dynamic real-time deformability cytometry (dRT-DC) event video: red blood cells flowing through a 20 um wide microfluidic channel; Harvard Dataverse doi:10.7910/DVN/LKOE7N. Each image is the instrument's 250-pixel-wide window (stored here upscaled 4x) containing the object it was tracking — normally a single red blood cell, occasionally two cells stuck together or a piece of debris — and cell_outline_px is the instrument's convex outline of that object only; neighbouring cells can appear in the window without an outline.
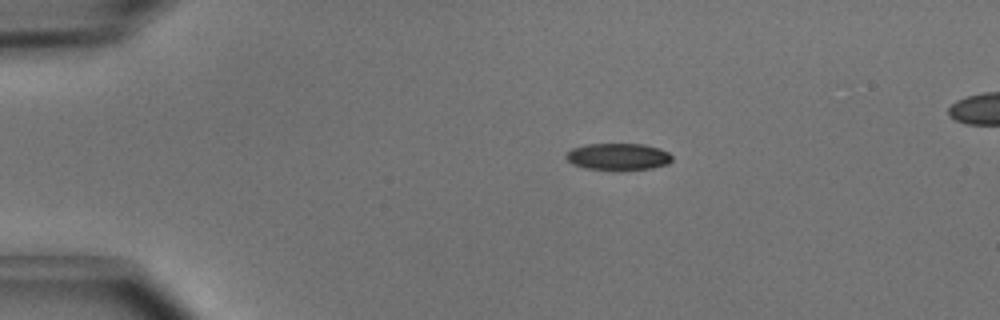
{"species": "common noctule bat (a hibernating species)", "species_latin": "Nyctalus noctula", "temperature_condition": "cold", "stored_images_in_passage": 41, "camera_frame_rate_fps": 3000, "um_per_image_px": 0.085, "animal": {"sex": "male", "body_mass_g": 15.6}, "frame": {"image": 1, "passage_image": 1, "time_ms": 0.0, "image_size_px": [1000, 320], "cell_outline_px": [[672, 160], [668, 164], [652, 168], [588, 168], [572, 164], [564, 156], [572, 148], [588, 144], [644, 144], [660, 148], [668, 152], [672, 156]], "centroid_in_image_um": [52.57, 13.28], "position_along_channel_um": 32.4, "area_um2": 16.07}}
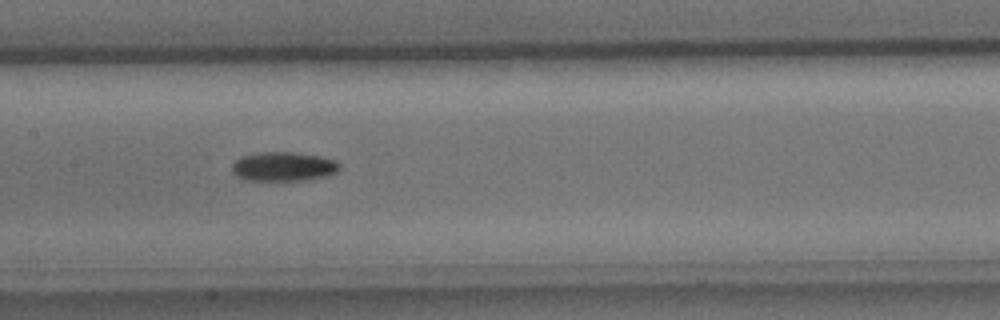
{"frame": {"image": 2, "passage_image": 16, "time_ms": 5.0, "image_size_px": [1000, 320], "cell_outline_px": [[340, 168], [336, 172], [328, 176], [312, 180], [244, 180], [232, 172], [232, 164], [240, 156], [260, 152], [296, 152], [320, 156], [336, 160], [340, 164]], "centroid_in_image_um": [24.12, 14.15], "position_along_channel_um": 183.3, "area_um2": 18.55}}
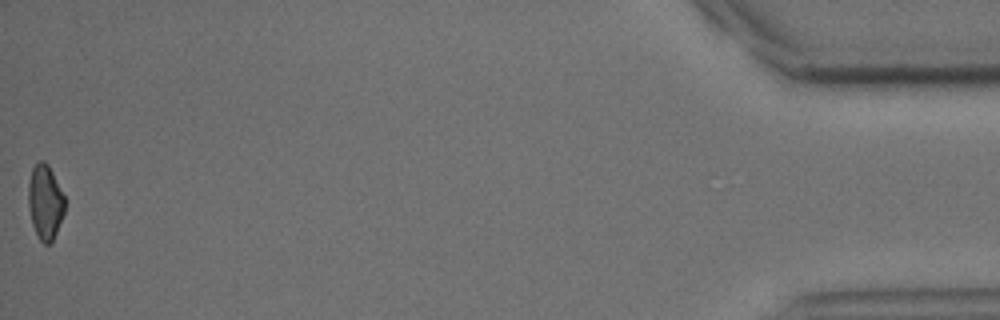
{"frame": {"image": 3, "passage_image": 41, "time_ms": 13.333, "image_size_px": [1000, 320], "cell_outline_px": [[64, 212], [56, 232], [52, 240], [48, 244], [44, 244], [40, 240], [32, 224], [28, 208], [28, 184], [32, 168], [36, 160], [44, 160], [48, 164], [64, 196]], "centroid_in_image_um": [3.81, 17.13], "position_along_channel_um": 431.4, "area_um2": 15.78}, "authors_computed_cell_mechanics": {"area_um2": 17.5712, "velocity_mm_per_s": 4.0535, "shape_relaxation_time_tau1_ms": 3.6554, "shape_relaxation_time_tau2_ms": null, "deformation_change_tau1": 0.0984, "deformation_change_tau2": null}}